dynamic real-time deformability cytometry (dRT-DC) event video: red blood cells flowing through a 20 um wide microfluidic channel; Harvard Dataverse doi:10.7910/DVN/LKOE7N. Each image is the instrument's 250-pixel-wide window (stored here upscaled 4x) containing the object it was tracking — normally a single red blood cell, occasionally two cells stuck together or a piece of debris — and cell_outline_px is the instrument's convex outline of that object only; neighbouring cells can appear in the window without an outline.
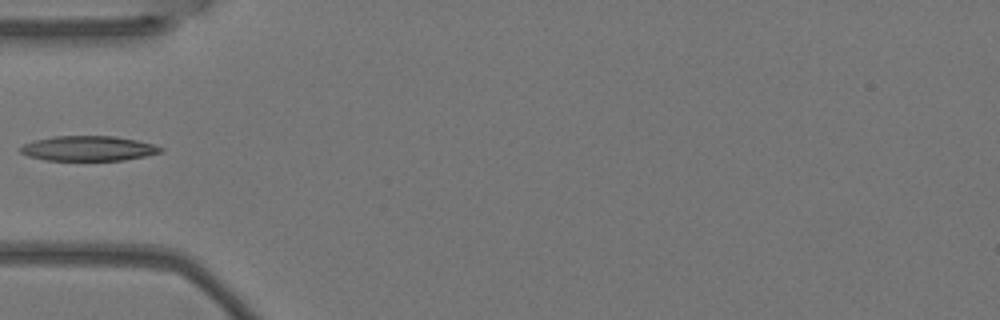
{"species": "Egyptian fruit bat (a non-hibernating species)", "species_latin": "Rousettus aegyptiacus", "temperature_condition": "warm", "stored_images_in_passage": 6, "camera_frame_rate_fps": 3000, "um_per_image_px": 0.085, "animal": {"sex": "female"}, "frame": {"image": 1, "passage_image": 5, "time_ms": 1.333, "image_size_px": [1000, 320], "cell_outline_px": [[164, 152], [124, 160], [44, 160], [28, 156], [20, 152], [16, 148], [24, 144], [36, 140], [52, 136], [116, 136], [156, 144], [164, 148]], "centroid_in_image_um": [7.52, 12.61], "position_along_channel_um": 77.5, "area_um2": 20.58}}
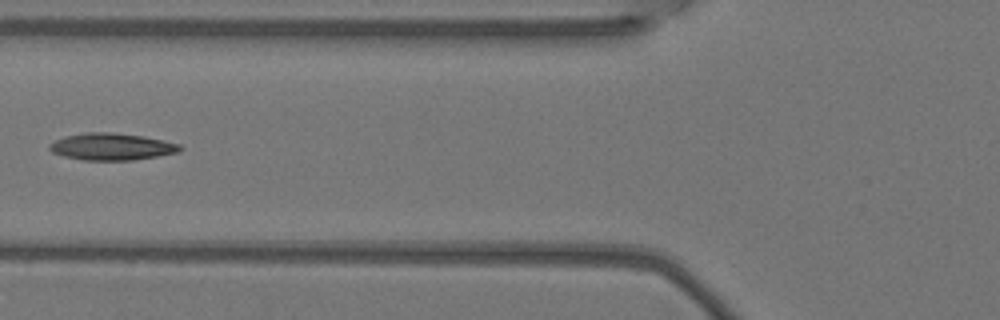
{"frame": {"image": 2, "passage_image": 6, "time_ms": 1.667, "image_size_px": [1000, 320], "cell_outline_px": [[184, 148], [180, 152], [132, 160], [84, 160], [64, 156], [52, 152], [48, 148], [48, 144], [56, 140], [68, 136], [84, 132], [112, 132], [144, 136], [180, 144]], "centroid_in_image_um": [9.51, 12.46], "position_along_channel_um": 116.3, "area_um2": 20.46}}